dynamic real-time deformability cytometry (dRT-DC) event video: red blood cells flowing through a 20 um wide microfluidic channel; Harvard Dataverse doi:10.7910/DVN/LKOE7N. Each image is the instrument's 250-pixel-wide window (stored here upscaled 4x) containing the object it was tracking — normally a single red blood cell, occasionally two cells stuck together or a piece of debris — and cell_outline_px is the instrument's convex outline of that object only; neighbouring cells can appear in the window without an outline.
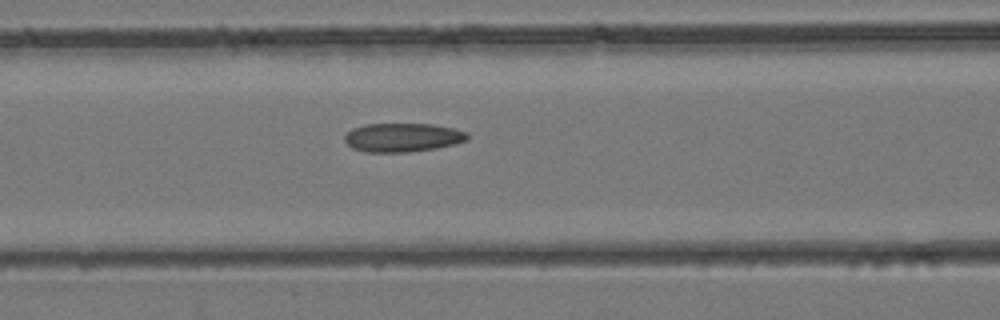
{"species": "common noctule bat (a hibernating species)", "species_latin": "Nyctalus noctula", "temperature_condition": "room temperature", "stored_images_in_passage": 21, "camera_frame_rate_fps": 3000, "um_per_image_px": 0.085, "animal": {"sex": "female", "body_mass_g": 24.6, "forearm_length_mm": 56.2}, "frame": {"image": 1, "passage_image": 4, "time_ms": 1.0, "image_size_px": [1000, 320], "cell_outline_px": [[468, 140], [456, 144], [436, 148], [408, 152], [364, 152], [352, 148], [344, 140], [344, 136], [352, 128], [364, 124], [432, 124], [452, 128], [468, 132]], "centroid_in_image_um": [34.22, 11.68], "position_along_channel_um": 132.4, "area_um2": 20.69}}
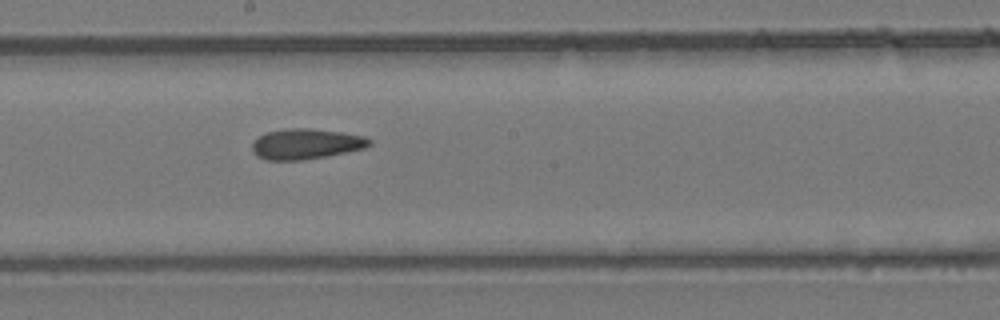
{"frame": {"image": 2, "passage_image": 9, "time_ms": 2.667, "image_size_px": [1000, 320], "cell_outline_px": [[372, 144], [364, 148], [324, 156], [300, 160], [264, 160], [256, 156], [252, 152], [252, 144], [260, 136], [268, 132], [284, 128], [308, 128], [340, 132], [364, 136], [372, 140]], "centroid_in_image_um": [25.98, 12.23], "position_along_channel_um": 222.2, "area_um2": 20.63}}
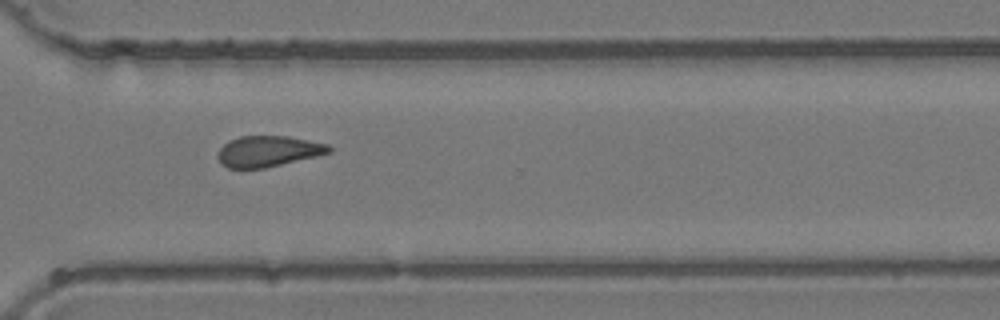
{"frame": {"image": 3, "passage_image": 16, "time_ms": 5.0, "image_size_px": [1000, 320], "cell_outline_px": [[332, 152], [316, 156], [264, 168], [228, 168], [220, 164], [216, 156], [220, 148], [228, 140], [240, 136], [288, 136], [328, 144], [332, 148]], "centroid_in_image_um": [22.76, 12.85], "position_along_channel_um": 347.8, "area_um2": 20.06}}